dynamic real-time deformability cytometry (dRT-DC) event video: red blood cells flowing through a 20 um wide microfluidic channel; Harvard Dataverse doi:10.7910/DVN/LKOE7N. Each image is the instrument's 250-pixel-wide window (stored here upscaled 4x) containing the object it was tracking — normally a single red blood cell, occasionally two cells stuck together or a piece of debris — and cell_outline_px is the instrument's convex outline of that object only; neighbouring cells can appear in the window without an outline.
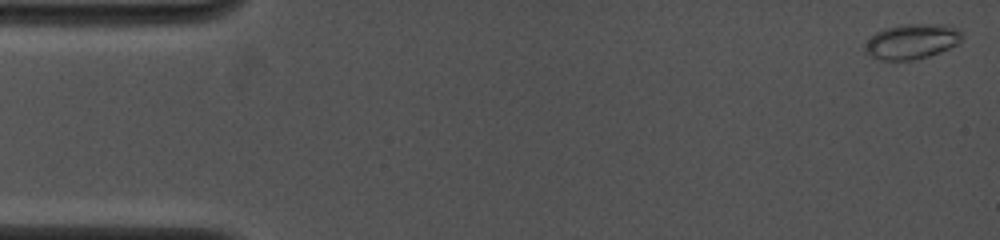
{"species": "common noctule bat (a hibernating species)", "species_latin": "Nyctalus noctula", "temperature_condition": "cold", "stored_images_in_passage": 19, "camera_frame_rate_fps": 4000, "um_per_image_px": 0.085, "animal": {"sex": "female", "body_mass_g": 19.0, "forearm_length_mm": 53.3}, "frame": {"image": 1, "passage_image": 1, "time_ms": 0.0, "image_size_px": [1000, 240], "cell_outline_px": [[964, 36], [956, 44], [940, 52], [916, 60], [876, 60], [864, 52], [864, 44], [876, 32], [884, 28], [900, 24], [952, 24]], "centroid_in_image_um": [77.48, 3.52], "position_along_channel_um": 7.5, "area_um2": 20.11}}
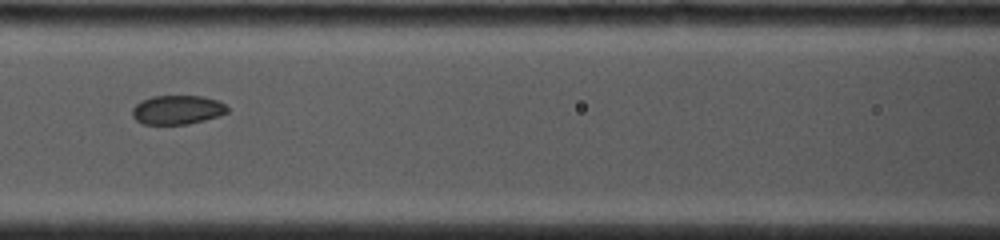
{"frame": {"image": 2, "passage_image": 11, "time_ms": 6.75, "image_size_px": [1000, 240], "cell_outline_px": [[228, 112], [220, 116], [188, 124], [144, 124], [136, 120], [132, 116], [132, 108], [140, 100], [152, 96], [200, 96], [216, 100], [224, 104], [228, 108]], "centroid_in_image_um": [15.05, 9.33], "position_along_channel_um": 151.6, "area_um2": 16.13}}
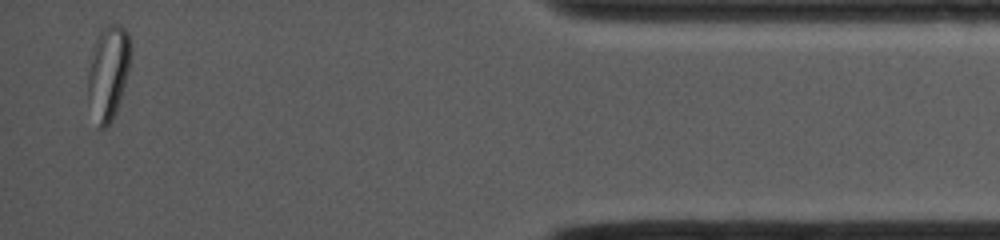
{"frame": {"image": 3, "passage_image": 19, "time_ms": 14.75, "image_size_px": [1000, 240], "cell_outline_px": [[132, 48], [128, 68], [120, 100], [116, 112], [112, 120], [104, 128], [100, 128], [88, 96], [88, 76], [96, 40], [100, 32], [108, 24], [116, 24], [124, 28], [128, 32]], "centroid_in_image_um": [9.24, 6.12], "position_along_channel_um": 426.0, "area_um2": 22.6}, "authors_computed_cell_mechanics": {"area_um2": 17.34, "velocity_mm_per_s": 4.0521, "shape_relaxation_time_tau1_ms": 3.9937, "shape_relaxation_time_tau2_ms": 1.3158, "deformation_change_tau1": 0.1053, "deformation_change_tau2": 0.0393}}